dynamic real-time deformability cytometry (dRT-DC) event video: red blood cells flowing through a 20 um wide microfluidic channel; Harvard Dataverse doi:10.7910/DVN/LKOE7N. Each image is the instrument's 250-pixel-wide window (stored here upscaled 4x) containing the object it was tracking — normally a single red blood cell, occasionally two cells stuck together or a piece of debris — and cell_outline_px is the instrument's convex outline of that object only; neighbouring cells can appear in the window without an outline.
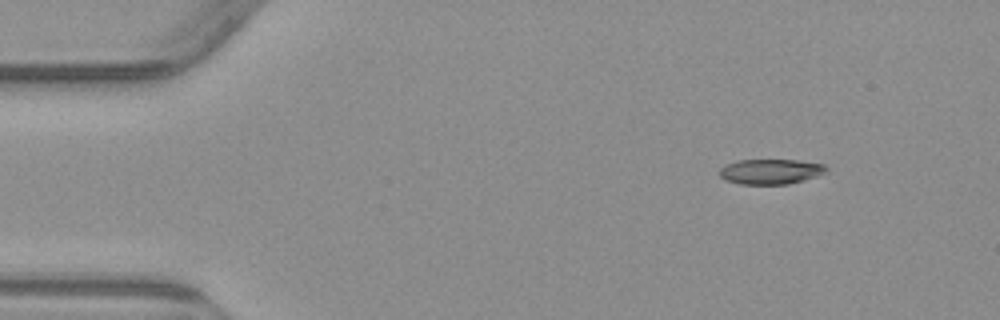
{"species": "common noctule bat (a hibernating species)", "species_latin": "Nyctalus noctula", "temperature_condition": "warm", "stored_images_in_passage": 5, "camera_frame_rate_fps": 3000, "um_per_image_px": 0.085, "animal": {"sex": "male", "body_mass_g": 23.1, "forearm_length_mm": 52.7}, "frame": {"image": 1, "passage_image": 1, "time_ms": 0.0, "image_size_px": [1000, 320], "cell_outline_px": [[828, 172], [804, 180], [788, 184], [740, 184], [724, 180], [720, 176], [720, 168], [724, 164], [736, 160], [796, 160], [824, 164], [828, 168]], "centroid_in_image_um": [65.49, 14.58], "position_along_channel_um": 19.5, "area_um2": 15.78}}
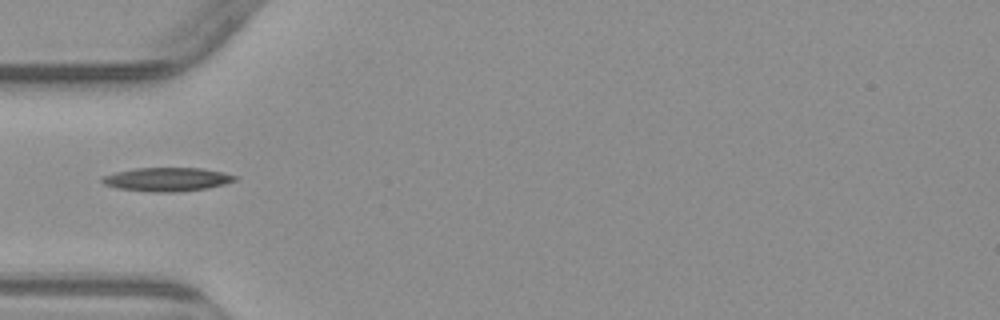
{"frame": {"image": 2, "passage_image": 4, "time_ms": 3.667, "image_size_px": [1000, 320], "cell_outline_px": [[240, 176], [236, 180], [224, 184], [208, 188], [176, 192], [156, 192], [116, 188], [104, 184], [100, 180], [104, 176], [116, 172], [136, 168], [200, 168], [224, 172]], "centroid_in_image_um": [14.24, 15.24], "position_along_channel_um": 70.8, "area_um2": 18.32}}
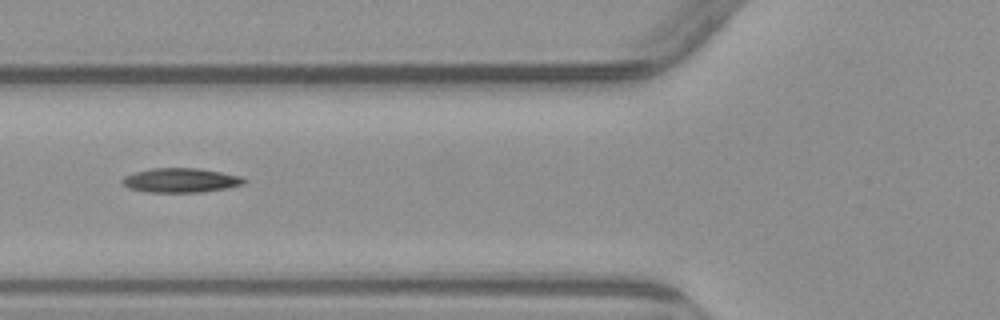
{"frame": {"image": 3, "passage_image": 5, "time_ms": 4.667, "image_size_px": [1000, 320], "cell_outline_px": [[248, 180], [244, 184], [228, 188], [200, 192], [148, 192], [128, 188], [120, 180], [124, 176], [132, 172], [152, 168], [196, 168], [220, 172], [240, 176]], "centroid_in_image_um": [15.34, 15.32], "position_along_channel_um": 110.5, "area_um2": 17.34}}